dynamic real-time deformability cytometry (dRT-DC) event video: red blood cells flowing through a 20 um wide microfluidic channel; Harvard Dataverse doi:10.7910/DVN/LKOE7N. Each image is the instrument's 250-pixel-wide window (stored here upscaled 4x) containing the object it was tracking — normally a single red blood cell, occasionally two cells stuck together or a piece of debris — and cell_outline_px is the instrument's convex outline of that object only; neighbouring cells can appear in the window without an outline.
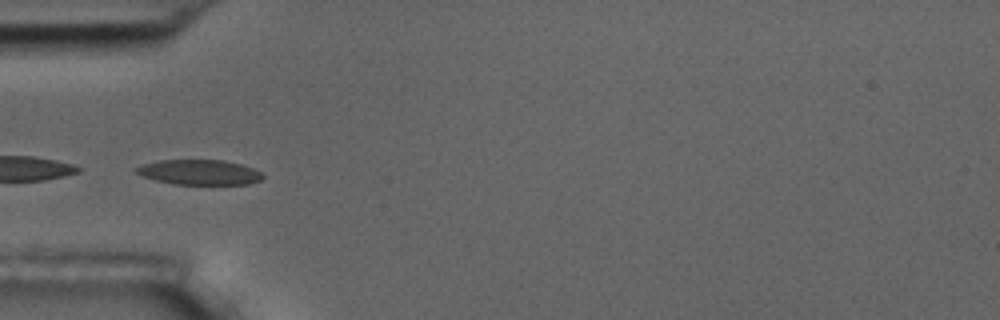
{"species": "common noctule bat (a hibernating species)", "species_latin": "Nyctalus noctula", "temperature_condition": "room temperature", "stored_images_in_passage": 39, "camera_frame_rate_fps": 3000, "um_per_image_px": 0.085, "animal": {"sex": "male", "body_mass_g": 17.5, "forearm_length_mm": 52.3}, "frame": {"image": 1, "passage_image": 1, "time_ms": 0.0, "image_size_px": [1000, 320], "cell_outline_px": [[264, 176], [260, 180], [248, 184], [172, 184], [140, 176], [132, 168], [144, 164], [160, 160], [224, 160], [240, 164], [252, 168], [260, 172]], "centroid_in_image_um": [16.9, 14.64], "position_along_channel_um": 68.1, "area_um2": 18.44}, "authors_computed_cell_mechanics": {"area_um2": 18.7272, "velocity_mm_per_s": 3.5951, "shape_relaxation_time_tau1_ms": null, "shape_relaxation_time_tau2_ms": 5.1222, "deformation_change_tau1": null, "deformation_change_tau2": 0.0958}}